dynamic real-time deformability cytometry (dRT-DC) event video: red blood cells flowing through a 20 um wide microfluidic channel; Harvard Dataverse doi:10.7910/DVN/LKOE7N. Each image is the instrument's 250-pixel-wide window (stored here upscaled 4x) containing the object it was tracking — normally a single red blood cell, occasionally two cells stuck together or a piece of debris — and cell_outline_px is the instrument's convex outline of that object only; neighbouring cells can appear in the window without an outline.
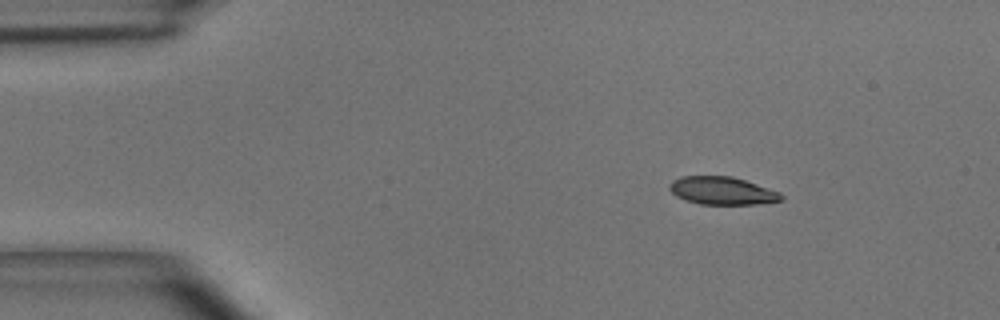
{"species": "common noctule bat (a hibernating species)", "species_latin": "Nyctalus noctula", "temperature_condition": "room temperature", "stored_images_in_passage": 3, "camera_frame_rate_fps": 3000, "um_per_image_px": 0.085, "animal": {"sex": "male", "body_mass_g": 15.6}, "frame": {"image": 1, "passage_image": 1, "time_ms": 0.0, "image_size_px": [1000, 320], "cell_outline_px": [[784, 200], [756, 204], [700, 204], [676, 196], [668, 188], [668, 184], [672, 180], [680, 176], [732, 176], [780, 192], [784, 196]], "centroid_in_image_um": [61.37, 16.2], "position_along_channel_um": 23.6, "area_um2": 18.09}}
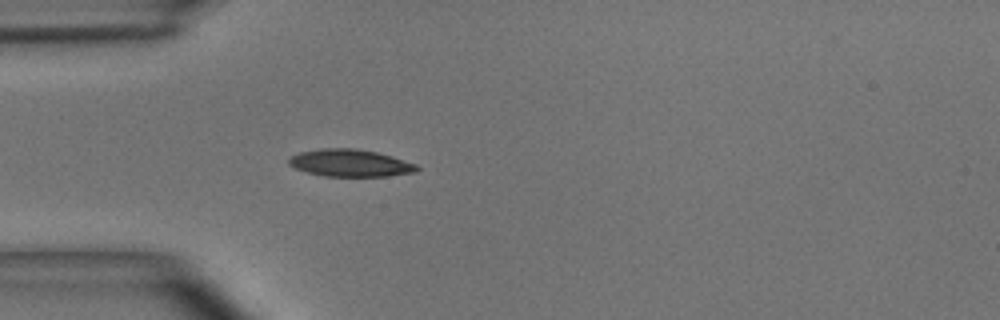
{"frame": {"image": 2, "passage_image": 3, "time_ms": 0.667, "image_size_px": [1000, 320], "cell_outline_px": [[420, 168], [416, 172], [388, 176], [324, 176], [308, 172], [296, 168], [288, 164], [288, 160], [292, 156], [300, 152], [320, 148], [356, 148], [376, 152], [392, 156], [416, 164]], "centroid_in_image_um": [29.78, 13.85], "position_along_channel_um": 55.2, "area_um2": 20.29}}